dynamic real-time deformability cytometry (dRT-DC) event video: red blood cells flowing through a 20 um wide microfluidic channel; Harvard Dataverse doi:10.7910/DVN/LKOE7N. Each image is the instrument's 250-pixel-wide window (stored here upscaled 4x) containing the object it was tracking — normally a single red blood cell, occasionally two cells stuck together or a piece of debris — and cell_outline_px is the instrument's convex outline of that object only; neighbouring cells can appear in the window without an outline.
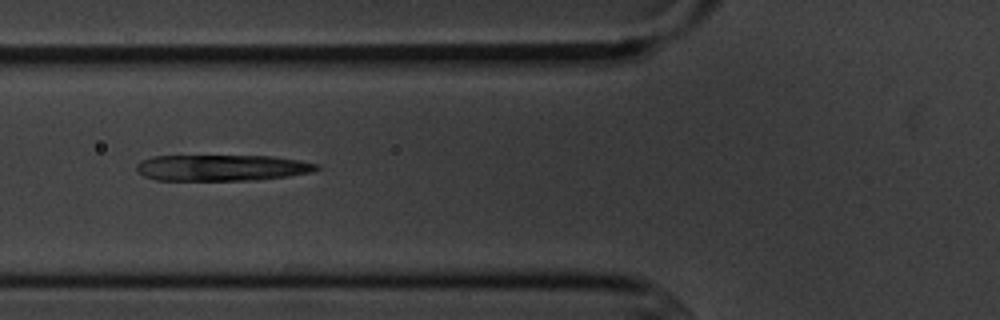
{"species": "common noctule bat (a hibernating species)", "species_latin": "Nyctalus noctula", "temperature_condition": "cold", "stored_images_in_passage": 4, "camera_frame_rate_fps": 3000, "um_per_image_px": 0.085, "animal": {"sex": "male", "body_mass_g": 20.1, "forearm_length_mm": 53.5}, "frame": {"image": 1, "passage_image": 2, "time_ms": 1.0, "image_size_px": [1000, 320], "cell_outline_px": [[320, 168], [312, 172], [288, 176], [256, 180], [156, 180], [144, 176], [136, 172], [136, 164], [140, 160], [152, 156], [272, 156], [300, 160], [320, 164]], "centroid_in_image_um": [18.85, 14.26], "position_along_channel_um": 107.0, "area_um2": 27.69}}
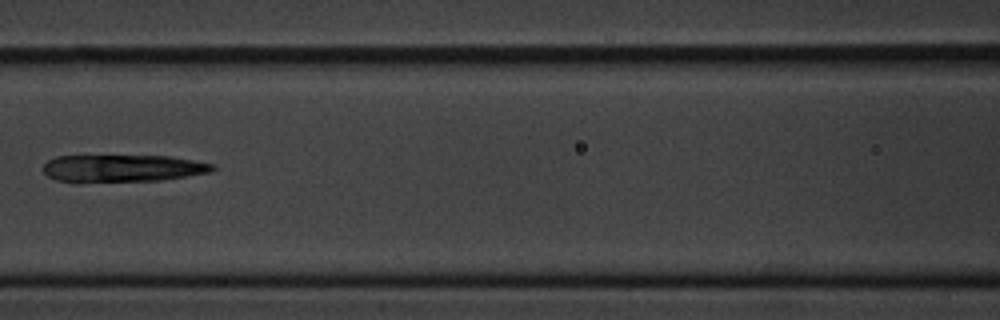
{"frame": {"image": 2, "passage_image": 3, "time_ms": 2.333, "image_size_px": [1000, 320], "cell_outline_px": [[216, 168], [212, 172], [160, 180], [76, 184], [56, 180], [48, 176], [44, 172], [44, 164], [48, 160], [56, 156], [168, 156], [216, 164]], "centroid_in_image_um": [10.37, 14.33], "position_along_channel_um": 156.2, "area_um2": 27.57}}
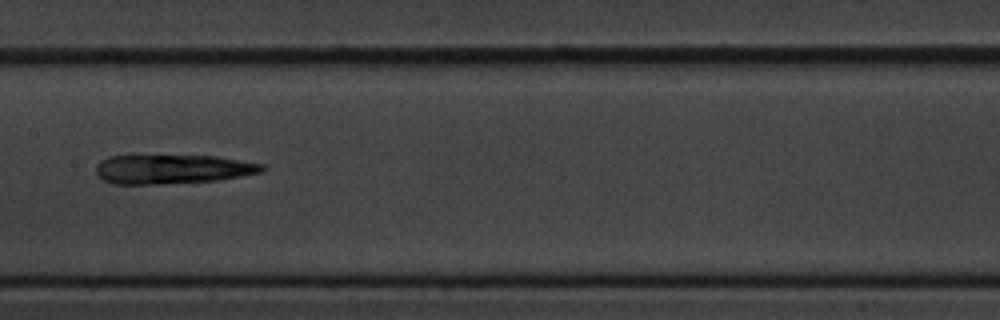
{"frame": {"image": 3, "passage_image": 4, "time_ms": 3.333, "image_size_px": [1000, 320], "cell_outline_px": [[264, 172], [220, 180], [160, 184], [112, 184], [104, 180], [96, 172], [96, 164], [100, 160], [108, 156], [216, 156], [264, 164]], "centroid_in_image_um": [14.67, 14.38], "position_along_channel_um": 192.7, "area_um2": 28.32}}